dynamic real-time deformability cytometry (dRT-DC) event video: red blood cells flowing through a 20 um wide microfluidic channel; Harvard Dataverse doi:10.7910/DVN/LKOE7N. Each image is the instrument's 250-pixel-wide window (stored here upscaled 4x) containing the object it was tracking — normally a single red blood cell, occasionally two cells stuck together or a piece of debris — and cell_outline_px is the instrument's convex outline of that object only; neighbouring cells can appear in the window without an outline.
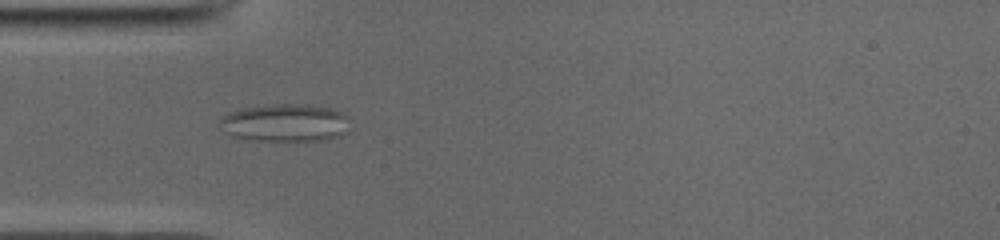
{"species": "common noctule bat (a hibernating species)", "species_latin": "Nyctalus noctula", "temperature_condition": "cold", "stored_images_in_passage": 52, "camera_frame_rate_fps": 3000, "um_per_image_px": 0.085, "animal": {"sex": "male", "body_mass_g": 19.0, "forearm_length_mm": 50.8}, "frame": {"image": 1, "passage_image": 15, "time_ms": 4.667, "image_size_px": [1000, 240], "cell_outline_px": [[348, 132], [328, 140], [252, 140], [232, 136], [220, 128], [220, 116], [228, 112], [240, 108], [272, 104], [300, 104], [328, 108], [340, 112], [344, 116]], "centroid_in_image_um": [24.15, 10.44], "position_along_channel_um": 60.8, "area_um2": 28.38}}
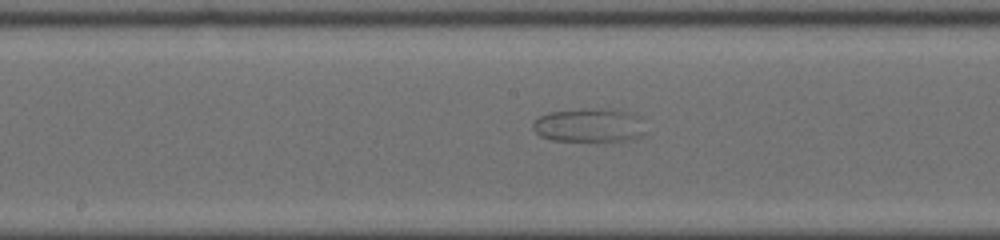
{"frame": {"image": 2, "passage_image": 26, "time_ms": 8.333, "image_size_px": [1000, 240], "cell_outline_px": [[644, 132], [640, 136], [620, 144], [552, 140], [540, 136], [532, 128], [532, 124], [540, 116], [548, 112], [584, 108], [612, 108], [640, 116]], "centroid_in_image_um": [50.11, 10.69], "position_along_channel_um": 198.1, "area_um2": 23.24}}
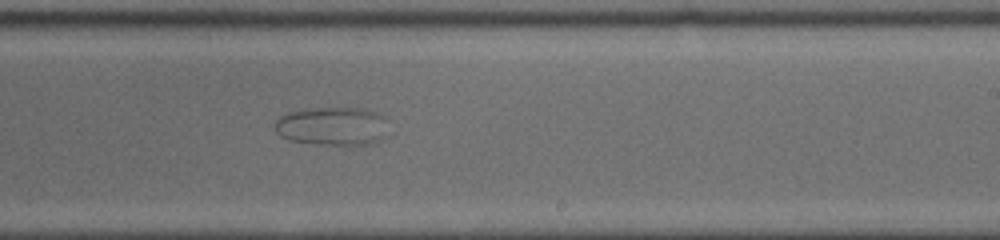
{"frame": {"image": 3, "passage_image": 31, "time_ms": 10.0, "image_size_px": [1000, 240], "cell_outline_px": [[388, 136], [372, 144], [312, 144], [288, 140], [280, 136], [276, 132], [276, 120], [280, 116], [288, 112], [316, 108], [364, 108], [380, 116]], "centroid_in_image_um": [28.2, 10.74], "position_along_channel_um": 260.8, "area_um2": 25.14}}